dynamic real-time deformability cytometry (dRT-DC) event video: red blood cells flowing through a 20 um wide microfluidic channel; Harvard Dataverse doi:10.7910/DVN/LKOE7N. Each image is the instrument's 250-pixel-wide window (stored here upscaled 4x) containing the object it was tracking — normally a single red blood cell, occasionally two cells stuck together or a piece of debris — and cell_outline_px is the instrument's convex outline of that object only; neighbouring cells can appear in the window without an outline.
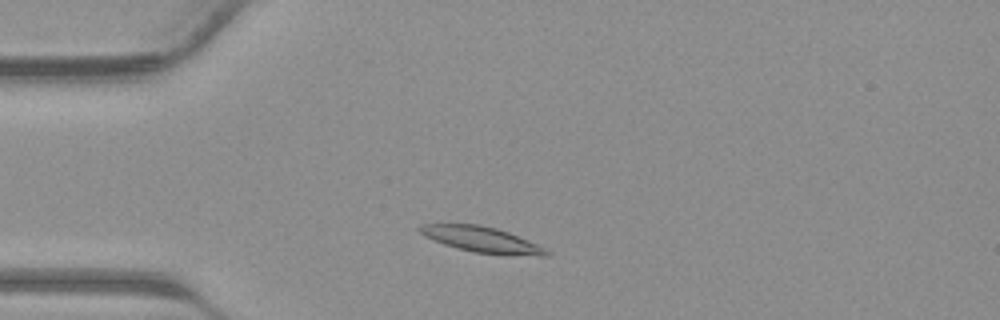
{"species": "common noctule bat (a hibernating species)", "species_latin": "Nyctalus noctula", "temperature_condition": "warm", "stored_images_in_passage": 36, "camera_frame_rate_fps": 3000, "um_per_image_px": 0.085, "animal": {"sex": "male", "body_mass_g": 23.1, "forearm_length_mm": 52.7}, "frame": {"image": 1, "passage_image": 5, "time_ms": 1.333, "image_size_px": [1000, 320], "cell_outline_px": [[552, 256], [540, 256], [472, 252], [456, 248], [432, 240], [424, 236], [416, 228], [420, 224], [480, 224], [496, 228], [508, 232], [528, 240], [552, 252]], "centroid_in_image_um": [40.92, 20.35], "position_along_channel_um": 44.1, "area_um2": 18.9}}
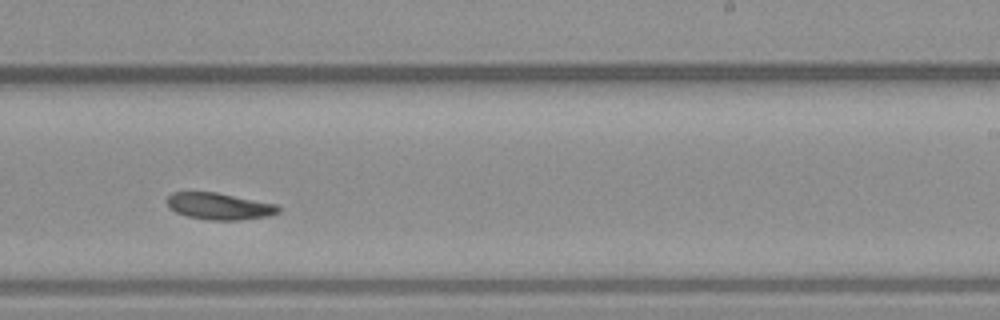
{"frame": {"image": 2, "passage_image": 20, "time_ms": 6.333, "image_size_px": [1000, 320], "cell_outline_px": [[280, 212], [272, 216], [240, 220], [208, 220], [188, 216], [176, 212], [168, 204], [168, 196], [172, 192], [216, 192], [280, 204]], "centroid_in_image_um": [18.74, 17.53], "position_along_channel_um": 270.3, "area_um2": 17.51}}
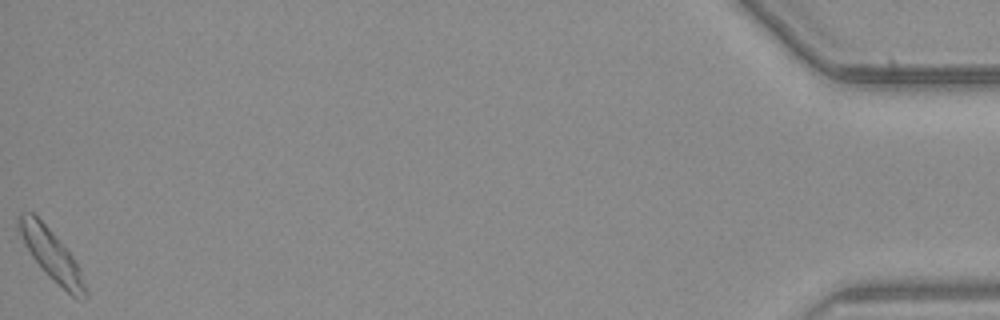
{"frame": {"image": 3, "passage_image": 36, "time_ms": 11.667, "image_size_px": [1000, 320], "cell_outline_px": [[88, 296], [84, 300], [72, 296], [48, 276], [32, 256], [24, 244], [16, 224], [16, 220], [20, 212], [32, 212], [52, 232], [72, 256], [80, 268], [88, 292]], "centroid_in_image_um": [4.37, 21.68], "position_along_channel_um": 430.8, "area_um2": 19.48}}